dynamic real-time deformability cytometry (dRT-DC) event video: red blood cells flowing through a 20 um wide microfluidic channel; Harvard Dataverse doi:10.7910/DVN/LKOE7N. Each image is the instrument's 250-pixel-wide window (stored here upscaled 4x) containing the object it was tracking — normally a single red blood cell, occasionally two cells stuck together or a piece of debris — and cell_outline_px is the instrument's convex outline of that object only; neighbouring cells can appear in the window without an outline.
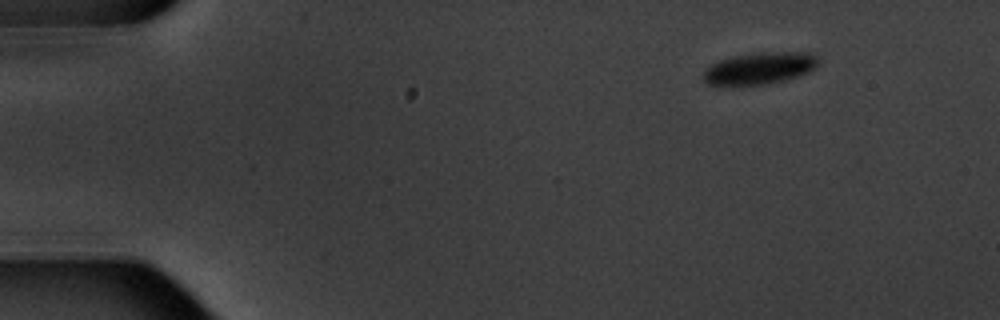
{"species": "common noctule bat (a hibernating species)", "species_latin": "Nyctalus noctula", "temperature_condition": "warm", "stored_images_in_passage": 4, "camera_frame_rate_fps": 3000, "um_per_image_px": 0.085, "animal": {"sex": "male", "body_mass_g": 20.1, "forearm_length_mm": 53.5}, "frame": {"image": 1, "passage_image": 1, "time_ms": 0.0, "image_size_px": [1000, 320], "cell_outline_px": [[816, 68], [808, 72], [796, 76], [764, 84], [716, 88], [708, 84], [700, 76], [704, 68], [720, 60], [736, 56], [764, 52], [800, 52], [816, 56]], "centroid_in_image_um": [64.41, 5.85], "position_along_channel_um": 20.6, "area_um2": 21.5}}
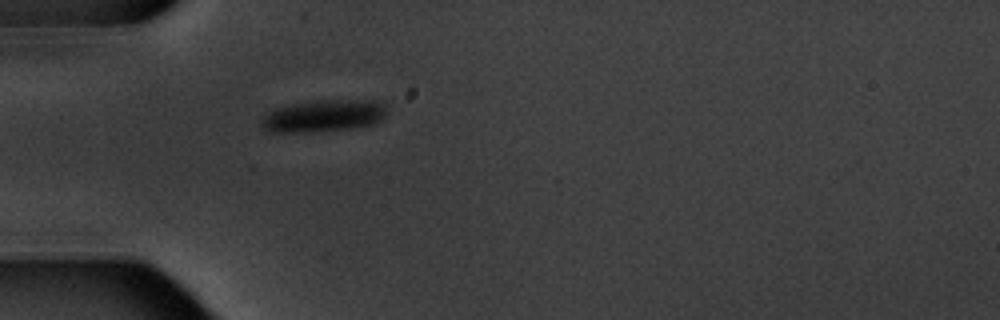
{"frame": {"image": 2, "passage_image": 4, "time_ms": 3.667, "image_size_px": [1000, 320], "cell_outline_px": [[388, 112], [380, 120], [372, 124], [348, 128], [316, 132], [268, 132], [260, 124], [260, 120], [268, 112], [276, 108], [292, 104], [324, 100], [376, 100], [384, 104]], "centroid_in_image_um": [27.49, 9.85], "position_along_channel_um": 57.5, "area_um2": 23.35}}